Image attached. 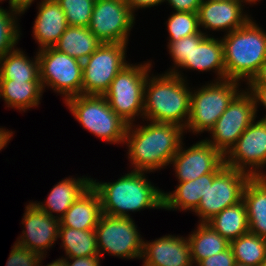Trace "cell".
<instances>
[{
    "instance_id": "c3c4849f",
    "label": "cell",
    "mask_w": 266,
    "mask_h": 266,
    "mask_svg": "<svg viewBox=\"0 0 266 266\" xmlns=\"http://www.w3.org/2000/svg\"><path fill=\"white\" fill-rule=\"evenodd\" d=\"M202 1H233V0H202Z\"/></svg>"
},
{
    "instance_id": "7c38bea8",
    "label": "cell",
    "mask_w": 266,
    "mask_h": 266,
    "mask_svg": "<svg viewBox=\"0 0 266 266\" xmlns=\"http://www.w3.org/2000/svg\"><path fill=\"white\" fill-rule=\"evenodd\" d=\"M239 92L211 129V139H205L223 156L236 144L246 128L256 120L255 103L246 89Z\"/></svg>"
},
{
    "instance_id": "e0dca14e",
    "label": "cell",
    "mask_w": 266,
    "mask_h": 266,
    "mask_svg": "<svg viewBox=\"0 0 266 266\" xmlns=\"http://www.w3.org/2000/svg\"><path fill=\"white\" fill-rule=\"evenodd\" d=\"M142 258L143 266H194L188 239L175 235L143 241Z\"/></svg>"
},
{
    "instance_id": "7dc6e473",
    "label": "cell",
    "mask_w": 266,
    "mask_h": 266,
    "mask_svg": "<svg viewBox=\"0 0 266 266\" xmlns=\"http://www.w3.org/2000/svg\"><path fill=\"white\" fill-rule=\"evenodd\" d=\"M34 0H30V2L27 4V6L21 11V13H24L32 4Z\"/></svg>"
},
{
    "instance_id": "b9f144b4",
    "label": "cell",
    "mask_w": 266,
    "mask_h": 266,
    "mask_svg": "<svg viewBox=\"0 0 266 266\" xmlns=\"http://www.w3.org/2000/svg\"><path fill=\"white\" fill-rule=\"evenodd\" d=\"M246 84H264L266 85V59L262 63L259 72Z\"/></svg>"
},
{
    "instance_id": "277c9868",
    "label": "cell",
    "mask_w": 266,
    "mask_h": 266,
    "mask_svg": "<svg viewBox=\"0 0 266 266\" xmlns=\"http://www.w3.org/2000/svg\"><path fill=\"white\" fill-rule=\"evenodd\" d=\"M221 40L226 79H246L248 83L266 59V32L250 18L242 27L229 32Z\"/></svg>"
},
{
    "instance_id": "3957f363",
    "label": "cell",
    "mask_w": 266,
    "mask_h": 266,
    "mask_svg": "<svg viewBox=\"0 0 266 266\" xmlns=\"http://www.w3.org/2000/svg\"><path fill=\"white\" fill-rule=\"evenodd\" d=\"M150 77V78H149ZM181 73L147 75L144 87V113L146 121L170 123L186 128L190 115V87Z\"/></svg>"
},
{
    "instance_id": "681fc988",
    "label": "cell",
    "mask_w": 266,
    "mask_h": 266,
    "mask_svg": "<svg viewBox=\"0 0 266 266\" xmlns=\"http://www.w3.org/2000/svg\"><path fill=\"white\" fill-rule=\"evenodd\" d=\"M259 266H266V258Z\"/></svg>"
},
{
    "instance_id": "d590c367",
    "label": "cell",
    "mask_w": 266,
    "mask_h": 266,
    "mask_svg": "<svg viewBox=\"0 0 266 266\" xmlns=\"http://www.w3.org/2000/svg\"><path fill=\"white\" fill-rule=\"evenodd\" d=\"M6 266H38L41 254L14 243Z\"/></svg>"
},
{
    "instance_id": "f35d334b",
    "label": "cell",
    "mask_w": 266,
    "mask_h": 266,
    "mask_svg": "<svg viewBox=\"0 0 266 266\" xmlns=\"http://www.w3.org/2000/svg\"><path fill=\"white\" fill-rule=\"evenodd\" d=\"M248 91L252 94L254 103H255V111L257 113V108L260 103L266 109V85L264 84H248ZM250 89V90H249ZM266 120V116L262 118Z\"/></svg>"
},
{
    "instance_id": "ee69618b",
    "label": "cell",
    "mask_w": 266,
    "mask_h": 266,
    "mask_svg": "<svg viewBox=\"0 0 266 266\" xmlns=\"http://www.w3.org/2000/svg\"><path fill=\"white\" fill-rule=\"evenodd\" d=\"M3 0H0V2ZM30 0H9L10 7L16 8L19 11H22Z\"/></svg>"
},
{
    "instance_id": "4dcf8cb0",
    "label": "cell",
    "mask_w": 266,
    "mask_h": 266,
    "mask_svg": "<svg viewBox=\"0 0 266 266\" xmlns=\"http://www.w3.org/2000/svg\"><path fill=\"white\" fill-rule=\"evenodd\" d=\"M235 261L247 266H259L266 258V239L248 232L230 242Z\"/></svg>"
},
{
    "instance_id": "d4e9b609",
    "label": "cell",
    "mask_w": 266,
    "mask_h": 266,
    "mask_svg": "<svg viewBox=\"0 0 266 266\" xmlns=\"http://www.w3.org/2000/svg\"><path fill=\"white\" fill-rule=\"evenodd\" d=\"M43 89L40 81L0 80V98L7 107L25 111L40 104Z\"/></svg>"
},
{
    "instance_id": "603a6c76",
    "label": "cell",
    "mask_w": 266,
    "mask_h": 266,
    "mask_svg": "<svg viewBox=\"0 0 266 266\" xmlns=\"http://www.w3.org/2000/svg\"><path fill=\"white\" fill-rule=\"evenodd\" d=\"M91 186L90 178H64L61 182H58L50 191L46 204L37 203L34 204L42 211L46 212L51 217H56L59 220L64 216L65 212L71 207V205ZM52 212L59 214L55 216Z\"/></svg>"
},
{
    "instance_id": "83f0119b",
    "label": "cell",
    "mask_w": 266,
    "mask_h": 266,
    "mask_svg": "<svg viewBox=\"0 0 266 266\" xmlns=\"http://www.w3.org/2000/svg\"><path fill=\"white\" fill-rule=\"evenodd\" d=\"M0 80L40 81L39 60H34L17 47L0 59Z\"/></svg>"
},
{
    "instance_id": "bcb514c9",
    "label": "cell",
    "mask_w": 266,
    "mask_h": 266,
    "mask_svg": "<svg viewBox=\"0 0 266 266\" xmlns=\"http://www.w3.org/2000/svg\"><path fill=\"white\" fill-rule=\"evenodd\" d=\"M240 1H241L242 3H244V2L247 3V2H248V3H250V4H252V3L255 4L256 1H260V0H240Z\"/></svg>"
},
{
    "instance_id": "60d3db41",
    "label": "cell",
    "mask_w": 266,
    "mask_h": 266,
    "mask_svg": "<svg viewBox=\"0 0 266 266\" xmlns=\"http://www.w3.org/2000/svg\"><path fill=\"white\" fill-rule=\"evenodd\" d=\"M162 2H164V0H126V3L130 7L132 13H134L136 9L154 7Z\"/></svg>"
},
{
    "instance_id": "74e56055",
    "label": "cell",
    "mask_w": 266,
    "mask_h": 266,
    "mask_svg": "<svg viewBox=\"0 0 266 266\" xmlns=\"http://www.w3.org/2000/svg\"><path fill=\"white\" fill-rule=\"evenodd\" d=\"M167 1L176 12H195L197 13L202 0H164Z\"/></svg>"
},
{
    "instance_id": "6da1fadb",
    "label": "cell",
    "mask_w": 266,
    "mask_h": 266,
    "mask_svg": "<svg viewBox=\"0 0 266 266\" xmlns=\"http://www.w3.org/2000/svg\"><path fill=\"white\" fill-rule=\"evenodd\" d=\"M128 125L125 141L135 171L153 172L168 166L182 143L184 128L150 121L144 126Z\"/></svg>"
},
{
    "instance_id": "44dd1931",
    "label": "cell",
    "mask_w": 266,
    "mask_h": 266,
    "mask_svg": "<svg viewBox=\"0 0 266 266\" xmlns=\"http://www.w3.org/2000/svg\"><path fill=\"white\" fill-rule=\"evenodd\" d=\"M225 166L223 161L212 173H207L196 180L179 182L173 193L163 192V209L166 210H192L198 208L201 197L208 188V181H213L214 176Z\"/></svg>"
},
{
    "instance_id": "5b68a950",
    "label": "cell",
    "mask_w": 266,
    "mask_h": 266,
    "mask_svg": "<svg viewBox=\"0 0 266 266\" xmlns=\"http://www.w3.org/2000/svg\"><path fill=\"white\" fill-rule=\"evenodd\" d=\"M69 110L83 128L106 142L124 143L126 123L109 106L103 95H78L65 101Z\"/></svg>"
},
{
    "instance_id": "52a82bcc",
    "label": "cell",
    "mask_w": 266,
    "mask_h": 266,
    "mask_svg": "<svg viewBox=\"0 0 266 266\" xmlns=\"http://www.w3.org/2000/svg\"><path fill=\"white\" fill-rule=\"evenodd\" d=\"M151 63L127 64L112 80L109 89L104 93L109 106L126 123L133 124L135 116L144 113V87Z\"/></svg>"
},
{
    "instance_id": "f546056e",
    "label": "cell",
    "mask_w": 266,
    "mask_h": 266,
    "mask_svg": "<svg viewBox=\"0 0 266 266\" xmlns=\"http://www.w3.org/2000/svg\"><path fill=\"white\" fill-rule=\"evenodd\" d=\"M58 238L68 258L99 255L95 230L59 226Z\"/></svg>"
},
{
    "instance_id": "836d02e7",
    "label": "cell",
    "mask_w": 266,
    "mask_h": 266,
    "mask_svg": "<svg viewBox=\"0 0 266 266\" xmlns=\"http://www.w3.org/2000/svg\"><path fill=\"white\" fill-rule=\"evenodd\" d=\"M64 11L68 26L88 27L95 0H56Z\"/></svg>"
},
{
    "instance_id": "ffe728a7",
    "label": "cell",
    "mask_w": 266,
    "mask_h": 266,
    "mask_svg": "<svg viewBox=\"0 0 266 266\" xmlns=\"http://www.w3.org/2000/svg\"><path fill=\"white\" fill-rule=\"evenodd\" d=\"M67 27L60 4L56 0H41L33 26V36L39 49L53 47Z\"/></svg>"
},
{
    "instance_id": "9a60e30c",
    "label": "cell",
    "mask_w": 266,
    "mask_h": 266,
    "mask_svg": "<svg viewBox=\"0 0 266 266\" xmlns=\"http://www.w3.org/2000/svg\"><path fill=\"white\" fill-rule=\"evenodd\" d=\"M182 145L183 142L170 163L173 164L178 182L196 180L212 173L224 161V156L206 140L198 141L188 149Z\"/></svg>"
},
{
    "instance_id": "ac0fdd59",
    "label": "cell",
    "mask_w": 266,
    "mask_h": 266,
    "mask_svg": "<svg viewBox=\"0 0 266 266\" xmlns=\"http://www.w3.org/2000/svg\"><path fill=\"white\" fill-rule=\"evenodd\" d=\"M242 4L240 0L202 1L197 12L199 27L227 30L226 34L242 27L250 19L248 14H243Z\"/></svg>"
},
{
    "instance_id": "d6a6232c",
    "label": "cell",
    "mask_w": 266,
    "mask_h": 266,
    "mask_svg": "<svg viewBox=\"0 0 266 266\" xmlns=\"http://www.w3.org/2000/svg\"><path fill=\"white\" fill-rule=\"evenodd\" d=\"M167 22V30L169 33L168 43L176 42L181 38L195 35L201 31L199 28L198 13L195 12H175L168 18Z\"/></svg>"
},
{
    "instance_id": "2e32d148",
    "label": "cell",
    "mask_w": 266,
    "mask_h": 266,
    "mask_svg": "<svg viewBox=\"0 0 266 266\" xmlns=\"http://www.w3.org/2000/svg\"><path fill=\"white\" fill-rule=\"evenodd\" d=\"M25 210L22 220L25 230L16 243L46 256L44 252L57 241L60 220L47 215L32 202H29Z\"/></svg>"
},
{
    "instance_id": "484cf974",
    "label": "cell",
    "mask_w": 266,
    "mask_h": 266,
    "mask_svg": "<svg viewBox=\"0 0 266 266\" xmlns=\"http://www.w3.org/2000/svg\"><path fill=\"white\" fill-rule=\"evenodd\" d=\"M101 44L88 27L68 26L53 47L83 62Z\"/></svg>"
},
{
    "instance_id": "4316f807",
    "label": "cell",
    "mask_w": 266,
    "mask_h": 266,
    "mask_svg": "<svg viewBox=\"0 0 266 266\" xmlns=\"http://www.w3.org/2000/svg\"><path fill=\"white\" fill-rule=\"evenodd\" d=\"M207 224L229 242L248 233L249 222L245 202L242 200L236 205L225 208Z\"/></svg>"
},
{
    "instance_id": "8fae6325",
    "label": "cell",
    "mask_w": 266,
    "mask_h": 266,
    "mask_svg": "<svg viewBox=\"0 0 266 266\" xmlns=\"http://www.w3.org/2000/svg\"><path fill=\"white\" fill-rule=\"evenodd\" d=\"M250 177L246 172L225 165L213 181H208L207 191L194 211L201 223H207L225 208L242 201L243 191Z\"/></svg>"
},
{
    "instance_id": "8d00e7d4",
    "label": "cell",
    "mask_w": 266,
    "mask_h": 266,
    "mask_svg": "<svg viewBox=\"0 0 266 266\" xmlns=\"http://www.w3.org/2000/svg\"><path fill=\"white\" fill-rule=\"evenodd\" d=\"M236 263L233 250L229 247L223 252L201 260L195 266H234Z\"/></svg>"
},
{
    "instance_id": "f907efd6",
    "label": "cell",
    "mask_w": 266,
    "mask_h": 266,
    "mask_svg": "<svg viewBox=\"0 0 266 266\" xmlns=\"http://www.w3.org/2000/svg\"><path fill=\"white\" fill-rule=\"evenodd\" d=\"M234 266H247V265H245V264H240V263H235V265Z\"/></svg>"
},
{
    "instance_id": "e575fe53",
    "label": "cell",
    "mask_w": 266,
    "mask_h": 266,
    "mask_svg": "<svg viewBox=\"0 0 266 266\" xmlns=\"http://www.w3.org/2000/svg\"><path fill=\"white\" fill-rule=\"evenodd\" d=\"M169 54L174 61V65L166 73H173L179 76L178 69L185 60H190L192 52V35L179 39L176 42L168 43ZM176 67V68H175Z\"/></svg>"
},
{
    "instance_id": "8992f818",
    "label": "cell",
    "mask_w": 266,
    "mask_h": 266,
    "mask_svg": "<svg viewBox=\"0 0 266 266\" xmlns=\"http://www.w3.org/2000/svg\"><path fill=\"white\" fill-rule=\"evenodd\" d=\"M239 81L223 79L191 91L190 115L185 130L211 131L234 97L240 92ZM238 88V89H237Z\"/></svg>"
},
{
    "instance_id": "30bf717a",
    "label": "cell",
    "mask_w": 266,
    "mask_h": 266,
    "mask_svg": "<svg viewBox=\"0 0 266 266\" xmlns=\"http://www.w3.org/2000/svg\"><path fill=\"white\" fill-rule=\"evenodd\" d=\"M95 233L100 256L109 252L113 256L127 259L142 257L144 240L131 217H114L102 213Z\"/></svg>"
},
{
    "instance_id": "cb8c5ba5",
    "label": "cell",
    "mask_w": 266,
    "mask_h": 266,
    "mask_svg": "<svg viewBox=\"0 0 266 266\" xmlns=\"http://www.w3.org/2000/svg\"><path fill=\"white\" fill-rule=\"evenodd\" d=\"M249 232L266 239V176L250 177L243 191Z\"/></svg>"
},
{
    "instance_id": "f6af8a7d",
    "label": "cell",
    "mask_w": 266,
    "mask_h": 266,
    "mask_svg": "<svg viewBox=\"0 0 266 266\" xmlns=\"http://www.w3.org/2000/svg\"><path fill=\"white\" fill-rule=\"evenodd\" d=\"M45 256H43L42 255V257H41V259H40V264L38 265V266H40L41 265V263H42V260H43V258H44ZM46 266H67L66 265V261H65V258L63 257V259L61 258H59L58 260H55V261H53L52 263H50V264H47Z\"/></svg>"
},
{
    "instance_id": "d6986e66",
    "label": "cell",
    "mask_w": 266,
    "mask_h": 266,
    "mask_svg": "<svg viewBox=\"0 0 266 266\" xmlns=\"http://www.w3.org/2000/svg\"><path fill=\"white\" fill-rule=\"evenodd\" d=\"M182 68L217 72V80L226 79L224 63V46L222 40L209 37L200 31L192 35V52L190 60L180 66Z\"/></svg>"
},
{
    "instance_id": "4fadbf2b",
    "label": "cell",
    "mask_w": 266,
    "mask_h": 266,
    "mask_svg": "<svg viewBox=\"0 0 266 266\" xmlns=\"http://www.w3.org/2000/svg\"><path fill=\"white\" fill-rule=\"evenodd\" d=\"M135 17L124 0H95L88 29L102 43L128 44Z\"/></svg>"
},
{
    "instance_id": "ba28073f",
    "label": "cell",
    "mask_w": 266,
    "mask_h": 266,
    "mask_svg": "<svg viewBox=\"0 0 266 266\" xmlns=\"http://www.w3.org/2000/svg\"><path fill=\"white\" fill-rule=\"evenodd\" d=\"M40 82L68 98L82 94V61L58 51L54 47L39 49Z\"/></svg>"
},
{
    "instance_id": "1f68e13d",
    "label": "cell",
    "mask_w": 266,
    "mask_h": 266,
    "mask_svg": "<svg viewBox=\"0 0 266 266\" xmlns=\"http://www.w3.org/2000/svg\"><path fill=\"white\" fill-rule=\"evenodd\" d=\"M9 11L0 7V59L8 52L15 49L20 39V31L17 25L18 15L21 11L9 7Z\"/></svg>"
},
{
    "instance_id": "5bb4252c",
    "label": "cell",
    "mask_w": 266,
    "mask_h": 266,
    "mask_svg": "<svg viewBox=\"0 0 266 266\" xmlns=\"http://www.w3.org/2000/svg\"><path fill=\"white\" fill-rule=\"evenodd\" d=\"M224 162L251 177L266 176L261 172L266 165V120L253 121L224 156Z\"/></svg>"
},
{
    "instance_id": "9c48e42d",
    "label": "cell",
    "mask_w": 266,
    "mask_h": 266,
    "mask_svg": "<svg viewBox=\"0 0 266 266\" xmlns=\"http://www.w3.org/2000/svg\"><path fill=\"white\" fill-rule=\"evenodd\" d=\"M126 45L102 43L82 62V94L104 95L112 80L127 64Z\"/></svg>"
},
{
    "instance_id": "7a4b0ae2",
    "label": "cell",
    "mask_w": 266,
    "mask_h": 266,
    "mask_svg": "<svg viewBox=\"0 0 266 266\" xmlns=\"http://www.w3.org/2000/svg\"><path fill=\"white\" fill-rule=\"evenodd\" d=\"M91 186L100 197L102 213L109 216L128 218L131 217L129 211L163 208V192L153 186L142 171L132 170L109 183L91 178Z\"/></svg>"
},
{
    "instance_id": "7bdbcfd3",
    "label": "cell",
    "mask_w": 266,
    "mask_h": 266,
    "mask_svg": "<svg viewBox=\"0 0 266 266\" xmlns=\"http://www.w3.org/2000/svg\"><path fill=\"white\" fill-rule=\"evenodd\" d=\"M13 132L8 129L0 128V151L6 147L7 143L12 139Z\"/></svg>"
},
{
    "instance_id": "7402d4cb",
    "label": "cell",
    "mask_w": 266,
    "mask_h": 266,
    "mask_svg": "<svg viewBox=\"0 0 266 266\" xmlns=\"http://www.w3.org/2000/svg\"><path fill=\"white\" fill-rule=\"evenodd\" d=\"M101 214L100 197L96 190L90 186L65 212L60 219L59 226L79 230H95Z\"/></svg>"
},
{
    "instance_id": "ab89813d",
    "label": "cell",
    "mask_w": 266,
    "mask_h": 266,
    "mask_svg": "<svg viewBox=\"0 0 266 266\" xmlns=\"http://www.w3.org/2000/svg\"><path fill=\"white\" fill-rule=\"evenodd\" d=\"M102 257L100 255L95 256H86V257H77V258H69L72 262L70 263L68 258H65L67 266H100V260Z\"/></svg>"
},
{
    "instance_id": "f1b7e54d",
    "label": "cell",
    "mask_w": 266,
    "mask_h": 266,
    "mask_svg": "<svg viewBox=\"0 0 266 266\" xmlns=\"http://www.w3.org/2000/svg\"><path fill=\"white\" fill-rule=\"evenodd\" d=\"M191 248L193 264L201 260L223 252L230 247V242L223 238L207 223H199L198 227L187 238Z\"/></svg>"
}]
</instances>
